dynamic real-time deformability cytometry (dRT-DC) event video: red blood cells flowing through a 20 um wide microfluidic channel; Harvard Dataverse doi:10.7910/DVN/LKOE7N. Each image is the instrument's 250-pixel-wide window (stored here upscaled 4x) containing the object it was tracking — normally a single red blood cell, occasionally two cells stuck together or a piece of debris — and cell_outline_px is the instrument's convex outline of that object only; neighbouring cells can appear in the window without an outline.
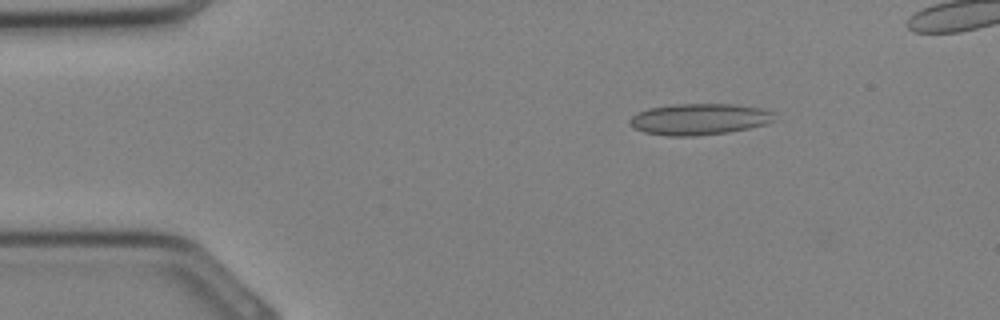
{"species": "Egyptian fruit bat (a non-hibernating species)", "species_latin": "Rousettus aegyptiacus", "temperature_condition": "cold", "stored_images_in_passage": 31, "camera_frame_rate_fps": 3000, "um_per_image_px": 0.085, "animal": {"sex": "female"}, "frame": {"image": 1, "passage_image": 5, "time_ms": 1.333, "image_size_px": [1000, 320], "cell_outline_px": [[776, 120], [768, 124], [728, 132], [692, 136], [664, 136], [644, 132], [632, 128], [628, 124], [628, 120], [632, 116], [648, 108], [672, 104], [736, 104], [764, 108], [772, 112]], "centroid_in_image_um": [59.43, 10.13], "position_along_channel_um": 25.6, "area_um2": 26.7}}
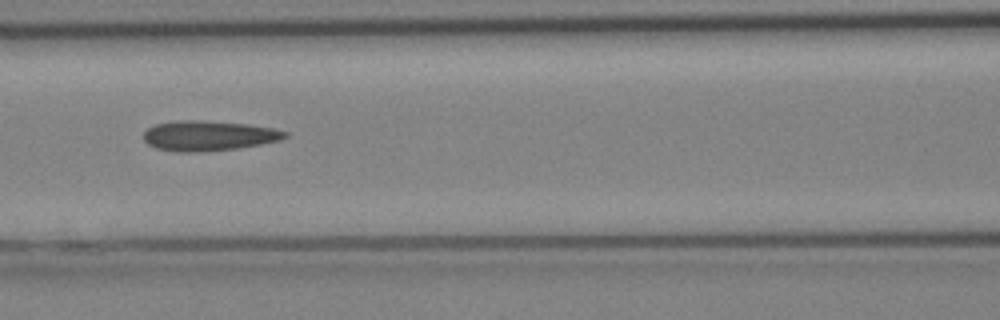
{"frame": {"image": 2, "passage_image": 14, "time_ms": 4.333, "image_size_px": [1000, 320], "cell_outline_px": [[288, 136], [280, 140], [260, 144], [236, 148], [200, 152], [176, 152], [156, 148], [148, 144], [144, 140], [144, 132], [148, 128], [156, 124], [180, 120], [200, 120], [248, 124], [272, 128], [288, 132]], "centroid_in_image_um": [17.72, 11.54], "position_along_channel_um": 148.9, "area_um2": 24.68}}
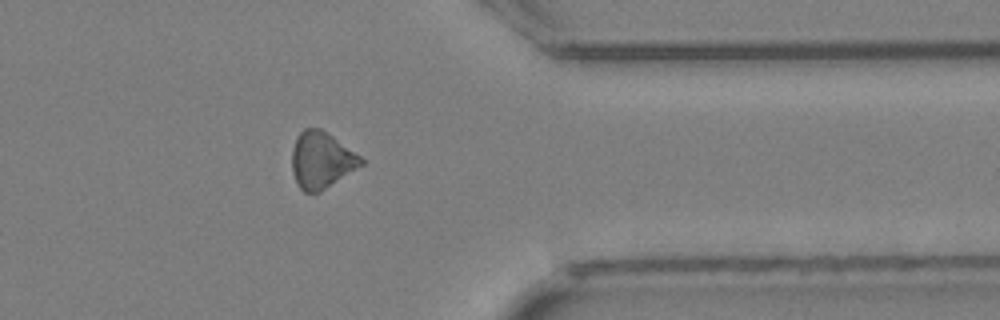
{"frame": {"image": 3, "passage_image": 26, "time_ms": 8.333, "image_size_px": [1000, 320], "cell_outline_px": [[364, 164], [320, 192], [304, 192], [296, 184], [292, 172], [292, 148], [296, 136], [304, 128], [320, 128], [332, 136], [360, 156], [364, 160]], "centroid_in_image_um": [27.29, 13.62], "position_along_channel_um": 384.1, "area_um2": 22.72}}